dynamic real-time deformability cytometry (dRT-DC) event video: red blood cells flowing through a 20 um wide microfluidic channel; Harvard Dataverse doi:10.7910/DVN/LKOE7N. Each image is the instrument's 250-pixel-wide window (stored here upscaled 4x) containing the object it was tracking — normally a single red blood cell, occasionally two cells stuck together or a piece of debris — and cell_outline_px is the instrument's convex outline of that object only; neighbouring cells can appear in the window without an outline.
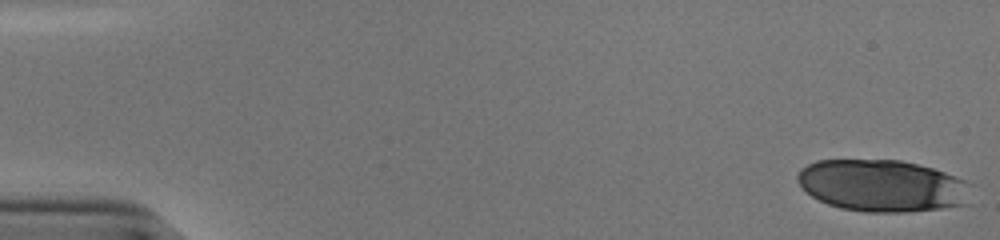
{"species": "human", "species_latin": "Homo sapiens", "temperature_condition": "cold", "stored_images_in_passage": 52, "camera_frame_rate_fps": 3000, "um_per_image_px": 0.085, "donor": {"sex": "male"}, "frame": {"image": 1, "passage_image": 1, "time_ms": 0.0, "image_size_px": [1000, 240], "cell_outline_px": [[972, 204], [940, 208], [904, 212], [864, 212], [840, 208], [828, 204], [812, 196], [796, 180], [796, 176], [800, 168], [816, 160], [900, 160], [932, 168], [956, 176], [972, 184]], "centroid_in_image_um": [75.05, 15.79], "position_along_channel_um": 9.9, "area_um2": 53.06}}
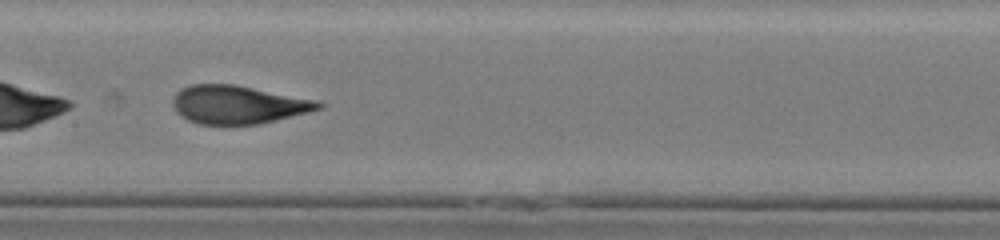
{"frame": {"image": 2, "passage_image": 28, "time_ms": 9.0, "image_size_px": [1000, 240], "cell_outline_px": [[324, 108], [260, 124], [200, 124], [188, 120], [180, 116], [176, 112], [172, 104], [172, 100], [176, 92], [180, 88], [192, 84], [236, 84], [320, 100], [324, 104]], "centroid_in_image_um": [20.26, 8.88], "position_along_channel_um": 187.1, "area_um2": 32.89}}
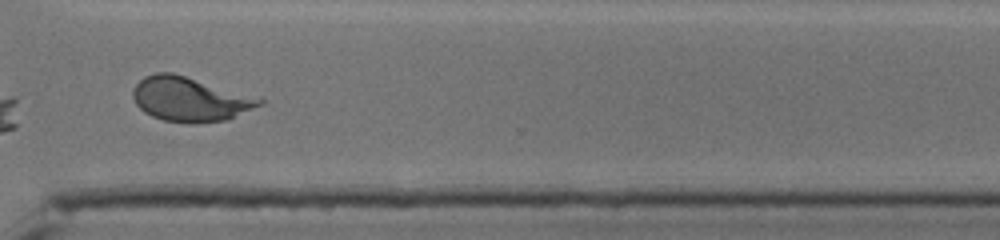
{"frame": {"image": 3, "passage_image": 41, "time_ms": 13.333, "image_size_px": [1000, 240], "cell_outline_px": [[264, 104], [228, 120], [192, 124], [188, 124], [164, 120], [152, 116], [144, 112], [136, 104], [132, 96], [132, 88], [144, 76], [156, 72], [172, 72], [264, 100]], "centroid_in_image_um": [16.1, 8.45], "position_along_channel_um": 354.5, "area_um2": 32.54}, "authors_computed_cell_mechanics": {"area_um2": 33.4373, "velocity_mm_per_s": 3.8548, "shape_relaxation_time_tau1_ms": 5.0835, "shape_relaxation_time_tau2_ms": null, "deformation_change_tau1": 0.222, "deformation_change_tau2": null}}